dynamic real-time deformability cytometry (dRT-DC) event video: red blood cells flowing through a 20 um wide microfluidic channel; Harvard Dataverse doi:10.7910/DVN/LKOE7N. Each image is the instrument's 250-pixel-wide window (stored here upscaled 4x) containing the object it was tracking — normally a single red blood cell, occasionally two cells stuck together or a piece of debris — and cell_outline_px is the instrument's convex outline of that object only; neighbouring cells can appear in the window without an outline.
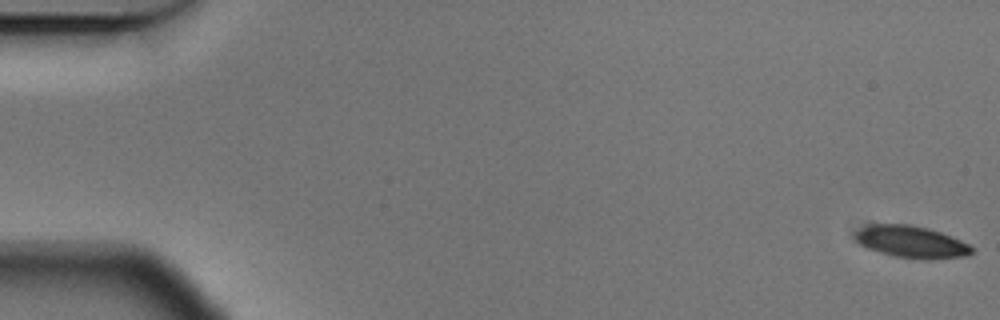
{"species": "Egyptian fruit bat (a non-hibernating species)", "species_latin": "Rousettus aegyptiacus", "temperature_condition": "cold", "stored_images_in_passage": 57, "camera_frame_rate_fps": 3000, "um_per_image_px": 0.085, "animal": {"sex": "male"}, "frame": {"image": 1, "passage_image": 1, "time_ms": 0.0, "image_size_px": [1000, 320], "cell_outline_px": [[972, 252], [964, 256], [928, 260], [892, 256], [868, 248], [860, 244], [856, 240], [856, 232], [864, 224], [912, 224], [928, 228], [940, 232], [960, 240], [968, 244], [972, 248]], "centroid_in_image_um": [77.43, 20.55], "position_along_channel_um": 7.6, "area_um2": 21.68}}
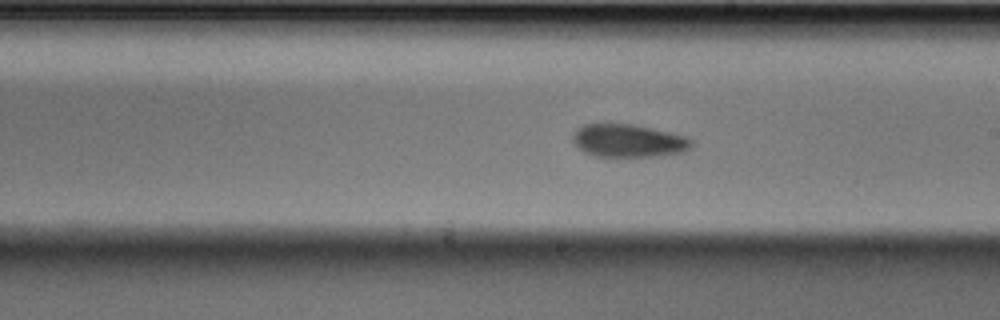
{"frame": {"image": 2, "passage_image": 33, "time_ms": 10.667, "image_size_px": [1000, 320], "cell_outline_px": [[692, 144], [684, 152], [660, 156], [596, 156], [584, 152], [572, 140], [572, 136], [576, 128], [584, 124], [632, 124], [652, 128], [684, 136], [692, 140]], "centroid_in_image_um": [53.39, 11.96], "position_along_channel_um": 235.6, "area_um2": 22.6}}
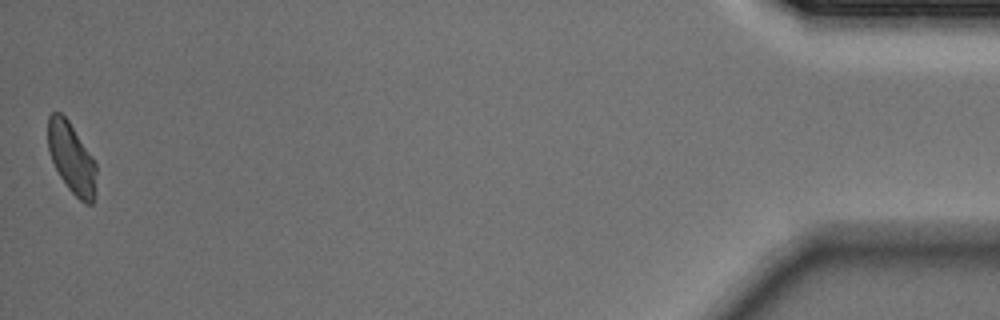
{"frame": {"image": 3, "passage_image": 57, "time_ms": 18.667, "image_size_px": [1000, 320], "cell_outline_px": [[96, 172], [92, 204], [84, 204], [68, 188], [60, 176], [52, 160], [48, 148], [48, 116], [52, 112], [60, 112], [68, 120], [92, 156], [96, 164]], "centroid_in_image_um": [6.07, 13.41], "position_along_channel_um": 429.1, "area_um2": 19.54}, "authors_computed_cell_mechanics": {"area_um2": 21.964, "velocity_mm_per_s": 3.5314, "shape_relaxation_time_tau1_ms": 4.5133, "shape_relaxation_time_tau2_ms": 8.3109, "deformation_change_tau1": 0.1011, "deformation_change_tau2": 0.138}}